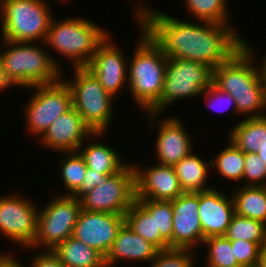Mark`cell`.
Segmentation results:
<instances>
[{
    "mask_svg": "<svg viewBox=\"0 0 266 267\" xmlns=\"http://www.w3.org/2000/svg\"><path fill=\"white\" fill-rule=\"evenodd\" d=\"M9 253L1 252L0 253V267H27L22 263V260H17L15 256H11Z\"/></svg>",
    "mask_w": 266,
    "mask_h": 267,
    "instance_id": "39",
    "label": "cell"
},
{
    "mask_svg": "<svg viewBox=\"0 0 266 267\" xmlns=\"http://www.w3.org/2000/svg\"><path fill=\"white\" fill-rule=\"evenodd\" d=\"M224 236L229 240L244 239L254 242L264 249L266 247V224L235 213Z\"/></svg>",
    "mask_w": 266,
    "mask_h": 267,
    "instance_id": "29",
    "label": "cell"
},
{
    "mask_svg": "<svg viewBox=\"0 0 266 267\" xmlns=\"http://www.w3.org/2000/svg\"><path fill=\"white\" fill-rule=\"evenodd\" d=\"M201 98H204L203 100L206 101L205 103H208L206 104L208 108H212L217 111V113H222L232 107V115H237L239 117L236 102L231 94L221 91L213 83L202 92Z\"/></svg>",
    "mask_w": 266,
    "mask_h": 267,
    "instance_id": "36",
    "label": "cell"
},
{
    "mask_svg": "<svg viewBox=\"0 0 266 267\" xmlns=\"http://www.w3.org/2000/svg\"><path fill=\"white\" fill-rule=\"evenodd\" d=\"M31 89L33 94L23 109L24 119L27 134L38 140L59 116L73 106L72 93L63 79L29 87Z\"/></svg>",
    "mask_w": 266,
    "mask_h": 267,
    "instance_id": "10",
    "label": "cell"
},
{
    "mask_svg": "<svg viewBox=\"0 0 266 267\" xmlns=\"http://www.w3.org/2000/svg\"><path fill=\"white\" fill-rule=\"evenodd\" d=\"M135 198V172L132 163L109 175L81 198V208L91 212L125 215Z\"/></svg>",
    "mask_w": 266,
    "mask_h": 267,
    "instance_id": "11",
    "label": "cell"
},
{
    "mask_svg": "<svg viewBox=\"0 0 266 267\" xmlns=\"http://www.w3.org/2000/svg\"><path fill=\"white\" fill-rule=\"evenodd\" d=\"M140 37L128 62V92L138 108L147 112L160 98L165 81L167 57L162 48L136 20Z\"/></svg>",
    "mask_w": 266,
    "mask_h": 267,
    "instance_id": "4",
    "label": "cell"
},
{
    "mask_svg": "<svg viewBox=\"0 0 266 267\" xmlns=\"http://www.w3.org/2000/svg\"><path fill=\"white\" fill-rule=\"evenodd\" d=\"M31 257L30 265L27 267H65L52 250H41Z\"/></svg>",
    "mask_w": 266,
    "mask_h": 267,
    "instance_id": "38",
    "label": "cell"
},
{
    "mask_svg": "<svg viewBox=\"0 0 266 267\" xmlns=\"http://www.w3.org/2000/svg\"><path fill=\"white\" fill-rule=\"evenodd\" d=\"M147 115L149 116L147 127L152 129L155 126L158 129H156L157 134L154 143L157 164L174 166L194 150L193 140L189 137L191 135L186 130L180 116L171 115L162 119L163 116L159 114L147 113Z\"/></svg>",
    "mask_w": 266,
    "mask_h": 267,
    "instance_id": "13",
    "label": "cell"
},
{
    "mask_svg": "<svg viewBox=\"0 0 266 267\" xmlns=\"http://www.w3.org/2000/svg\"><path fill=\"white\" fill-rule=\"evenodd\" d=\"M231 191L235 213L266 224V186H240Z\"/></svg>",
    "mask_w": 266,
    "mask_h": 267,
    "instance_id": "25",
    "label": "cell"
},
{
    "mask_svg": "<svg viewBox=\"0 0 266 267\" xmlns=\"http://www.w3.org/2000/svg\"><path fill=\"white\" fill-rule=\"evenodd\" d=\"M109 175L112 174H101L100 172L87 168L85 178L82 181L81 186L72 194V196L80 199L85 193L91 191L95 186H97L98 183L105 181Z\"/></svg>",
    "mask_w": 266,
    "mask_h": 267,
    "instance_id": "37",
    "label": "cell"
},
{
    "mask_svg": "<svg viewBox=\"0 0 266 267\" xmlns=\"http://www.w3.org/2000/svg\"><path fill=\"white\" fill-rule=\"evenodd\" d=\"M135 172V198L170 201L183 192L173 166L153 163L142 168L132 162Z\"/></svg>",
    "mask_w": 266,
    "mask_h": 267,
    "instance_id": "17",
    "label": "cell"
},
{
    "mask_svg": "<svg viewBox=\"0 0 266 267\" xmlns=\"http://www.w3.org/2000/svg\"><path fill=\"white\" fill-rule=\"evenodd\" d=\"M219 187L199 192V218L204 238L224 236L235 214L231 193ZM227 195V196H226Z\"/></svg>",
    "mask_w": 266,
    "mask_h": 267,
    "instance_id": "19",
    "label": "cell"
},
{
    "mask_svg": "<svg viewBox=\"0 0 266 267\" xmlns=\"http://www.w3.org/2000/svg\"><path fill=\"white\" fill-rule=\"evenodd\" d=\"M256 154L266 163V138L260 143V147Z\"/></svg>",
    "mask_w": 266,
    "mask_h": 267,
    "instance_id": "41",
    "label": "cell"
},
{
    "mask_svg": "<svg viewBox=\"0 0 266 267\" xmlns=\"http://www.w3.org/2000/svg\"><path fill=\"white\" fill-rule=\"evenodd\" d=\"M234 256L242 267H260L262 248L247 240H230Z\"/></svg>",
    "mask_w": 266,
    "mask_h": 267,
    "instance_id": "34",
    "label": "cell"
},
{
    "mask_svg": "<svg viewBox=\"0 0 266 267\" xmlns=\"http://www.w3.org/2000/svg\"><path fill=\"white\" fill-rule=\"evenodd\" d=\"M170 201L173 209L172 248L199 250L205 239L198 213L199 192H184Z\"/></svg>",
    "mask_w": 266,
    "mask_h": 267,
    "instance_id": "14",
    "label": "cell"
},
{
    "mask_svg": "<svg viewBox=\"0 0 266 267\" xmlns=\"http://www.w3.org/2000/svg\"><path fill=\"white\" fill-rule=\"evenodd\" d=\"M125 223L139 236L154 244L159 250L169 244L156 232L155 215H151L137 200L125 212Z\"/></svg>",
    "mask_w": 266,
    "mask_h": 267,
    "instance_id": "26",
    "label": "cell"
},
{
    "mask_svg": "<svg viewBox=\"0 0 266 267\" xmlns=\"http://www.w3.org/2000/svg\"><path fill=\"white\" fill-rule=\"evenodd\" d=\"M228 140L244 153H256L266 138V116L244 118L229 129Z\"/></svg>",
    "mask_w": 266,
    "mask_h": 267,
    "instance_id": "24",
    "label": "cell"
},
{
    "mask_svg": "<svg viewBox=\"0 0 266 267\" xmlns=\"http://www.w3.org/2000/svg\"><path fill=\"white\" fill-rule=\"evenodd\" d=\"M48 0H0L1 39L44 42L54 16ZM51 10V11H50Z\"/></svg>",
    "mask_w": 266,
    "mask_h": 267,
    "instance_id": "6",
    "label": "cell"
},
{
    "mask_svg": "<svg viewBox=\"0 0 266 267\" xmlns=\"http://www.w3.org/2000/svg\"><path fill=\"white\" fill-rule=\"evenodd\" d=\"M52 251L65 267H106L105 257L101 253L73 236Z\"/></svg>",
    "mask_w": 266,
    "mask_h": 267,
    "instance_id": "23",
    "label": "cell"
},
{
    "mask_svg": "<svg viewBox=\"0 0 266 267\" xmlns=\"http://www.w3.org/2000/svg\"><path fill=\"white\" fill-rule=\"evenodd\" d=\"M212 83L213 68L209 65L191 60L167 58L161 96L146 113L162 115V112L175 101L201 96Z\"/></svg>",
    "mask_w": 266,
    "mask_h": 267,
    "instance_id": "8",
    "label": "cell"
},
{
    "mask_svg": "<svg viewBox=\"0 0 266 267\" xmlns=\"http://www.w3.org/2000/svg\"><path fill=\"white\" fill-rule=\"evenodd\" d=\"M0 41L2 72L11 87L28 89L62 79V65L49 54L44 42L37 45L36 42Z\"/></svg>",
    "mask_w": 266,
    "mask_h": 267,
    "instance_id": "3",
    "label": "cell"
},
{
    "mask_svg": "<svg viewBox=\"0 0 266 267\" xmlns=\"http://www.w3.org/2000/svg\"><path fill=\"white\" fill-rule=\"evenodd\" d=\"M228 141L227 146L218 151L219 153L211 160V170L215 168L219 177L225 180L241 182L244 172L245 153L237 148L231 141Z\"/></svg>",
    "mask_w": 266,
    "mask_h": 267,
    "instance_id": "27",
    "label": "cell"
},
{
    "mask_svg": "<svg viewBox=\"0 0 266 267\" xmlns=\"http://www.w3.org/2000/svg\"><path fill=\"white\" fill-rule=\"evenodd\" d=\"M106 135V133H93L89 136L88 142L85 141L79 147L78 152L84 158L88 169H92L101 174H116L122 171L129 162L122 158V154L117 153L115 148L107 145V142L102 143L99 138ZM93 141H92V139ZM96 139V140H95ZM96 142H95V141ZM92 141V142H91Z\"/></svg>",
    "mask_w": 266,
    "mask_h": 267,
    "instance_id": "21",
    "label": "cell"
},
{
    "mask_svg": "<svg viewBox=\"0 0 266 267\" xmlns=\"http://www.w3.org/2000/svg\"><path fill=\"white\" fill-rule=\"evenodd\" d=\"M184 5L195 20L231 24L229 0H184Z\"/></svg>",
    "mask_w": 266,
    "mask_h": 267,
    "instance_id": "30",
    "label": "cell"
},
{
    "mask_svg": "<svg viewBox=\"0 0 266 267\" xmlns=\"http://www.w3.org/2000/svg\"><path fill=\"white\" fill-rule=\"evenodd\" d=\"M208 251L206 267H242L231 248L230 240L225 236H211L203 242Z\"/></svg>",
    "mask_w": 266,
    "mask_h": 267,
    "instance_id": "31",
    "label": "cell"
},
{
    "mask_svg": "<svg viewBox=\"0 0 266 267\" xmlns=\"http://www.w3.org/2000/svg\"><path fill=\"white\" fill-rule=\"evenodd\" d=\"M151 215H155L156 232L172 248L173 209L172 202L166 200L136 199Z\"/></svg>",
    "mask_w": 266,
    "mask_h": 267,
    "instance_id": "32",
    "label": "cell"
},
{
    "mask_svg": "<svg viewBox=\"0 0 266 267\" xmlns=\"http://www.w3.org/2000/svg\"><path fill=\"white\" fill-rule=\"evenodd\" d=\"M62 160L59 158L60 176L64 185V193L59 195H72L82 184L85 178L87 166L84 158L77 152H61Z\"/></svg>",
    "mask_w": 266,
    "mask_h": 267,
    "instance_id": "28",
    "label": "cell"
},
{
    "mask_svg": "<svg viewBox=\"0 0 266 267\" xmlns=\"http://www.w3.org/2000/svg\"><path fill=\"white\" fill-rule=\"evenodd\" d=\"M256 53L245 40L228 60L213 69V84L231 94L242 119L266 116V84L256 64L259 61H255Z\"/></svg>",
    "mask_w": 266,
    "mask_h": 267,
    "instance_id": "2",
    "label": "cell"
},
{
    "mask_svg": "<svg viewBox=\"0 0 266 267\" xmlns=\"http://www.w3.org/2000/svg\"><path fill=\"white\" fill-rule=\"evenodd\" d=\"M39 207L23 194L0 196V235L29 248L37 234ZM2 233V234H1Z\"/></svg>",
    "mask_w": 266,
    "mask_h": 267,
    "instance_id": "12",
    "label": "cell"
},
{
    "mask_svg": "<svg viewBox=\"0 0 266 267\" xmlns=\"http://www.w3.org/2000/svg\"><path fill=\"white\" fill-rule=\"evenodd\" d=\"M92 130L84 123L73 106L59 116L38 139L41 147L58 152H77L84 141L92 135Z\"/></svg>",
    "mask_w": 266,
    "mask_h": 267,
    "instance_id": "18",
    "label": "cell"
},
{
    "mask_svg": "<svg viewBox=\"0 0 266 267\" xmlns=\"http://www.w3.org/2000/svg\"><path fill=\"white\" fill-rule=\"evenodd\" d=\"M260 267H266V247L262 250Z\"/></svg>",
    "mask_w": 266,
    "mask_h": 267,
    "instance_id": "43",
    "label": "cell"
},
{
    "mask_svg": "<svg viewBox=\"0 0 266 267\" xmlns=\"http://www.w3.org/2000/svg\"><path fill=\"white\" fill-rule=\"evenodd\" d=\"M124 222L121 214L81 209L72 236L106 257Z\"/></svg>",
    "mask_w": 266,
    "mask_h": 267,
    "instance_id": "15",
    "label": "cell"
},
{
    "mask_svg": "<svg viewBox=\"0 0 266 267\" xmlns=\"http://www.w3.org/2000/svg\"><path fill=\"white\" fill-rule=\"evenodd\" d=\"M9 88H12L7 81L4 79L3 72H2V64H1V59H0V93L2 95V91L6 94V90Z\"/></svg>",
    "mask_w": 266,
    "mask_h": 267,
    "instance_id": "40",
    "label": "cell"
},
{
    "mask_svg": "<svg viewBox=\"0 0 266 267\" xmlns=\"http://www.w3.org/2000/svg\"><path fill=\"white\" fill-rule=\"evenodd\" d=\"M81 209L80 199L75 196L55 194L39 210L35 240L25 249L53 250L72 236Z\"/></svg>",
    "mask_w": 266,
    "mask_h": 267,
    "instance_id": "9",
    "label": "cell"
},
{
    "mask_svg": "<svg viewBox=\"0 0 266 267\" xmlns=\"http://www.w3.org/2000/svg\"><path fill=\"white\" fill-rule=\"evenodd\" d=\"M109 34L106 28L82 16L61 21L53 17L44 44L71 60L73 67H86Z\"/></svg>",
    "mask_w": 266,
    "mask_h": 267,
    "instance_id": "5",
    "label": "cell"
},
{
    "mask_svg": "<svg viewBox=\"0 0 266 267\" xmlns=\"http://www.w3.org/2000/svg\"><path fill=\"white\" fill-rule=\"evenodd\" d=\"M73 79H62L72 93L73 108L93 133H107L113 118L114 96L107 92L86 67H72ZM110 125V126H109Z\"/></svg>",
    "mask_w": 266,
    "mask_h": 267,
    "instance_id": "7",
    "label": "cell"
},
{
    "mask_svg": "<svg viewBox=\"0 0 266 267\" xmlns=\"http://www.w3.org/2000/svg\"><path fill=\"white\" fill-rule=\"evenodd\" d=\"M242 186H266V163L256 153H245Z\"/></svg>",
    "mask_w": 266,
    "mask_h": 267,
    "instance_id": "35",
    "label": "cell"
},
{
    "mask_svg": "<svg viewBox=\"0 0 266 267\" xmlns=\"http://www.w3.org/2000/svg\"><path fill=\"white\" fill-rule=\"evenodd\" d=\"M110 34L99 45L90 63L86 66L98 79L101 86L115 98L128 84V60L123 50L116 46ZM122 89V90H121Z\"/></svg>",
    "mask_w": 266,
    "mask_h": 267,
    "instance_id": "16",
    "label": "cell"
},
{
    "mask_svg": "<svg viewBox=\"0 0 266 267\" xmlns=\"http://www.w3.org/2000/svg\"><path fill=\"white\" fill-rule=\"evenodd\" d=\"M193 152L173 166L183 192L197 193L214 188L207 185L211 160L204 161L199 154Z\"/></svg>",
    "mask_w": 266,
    "mask_h": 267,
    "instance_id": "22",
    "label": "cell"
},
{
    "mask_svg": "<svg viewBox=\"0 0 266 267\" xmlns=\"http://www.w3.org/2000/svg\"><path fill=\"white\" fill-rule=\"evenodd\" d=\"M263 57L261 56L262 60H261L260 64H258V65L261 68L263 79H264V82L266 84V55H264Z\"/></svg>",
    "mask_w": 266,
    "mask_h": 267,
    "instance_id": "42",
    "label": "cell"
},
{
    "mask_svg": "<svg viewBox=\"0 0 266 267\" xmlns=\"http://www.w3.org/2000/svg\"><path fill=\"white\" fill-rule=\"evenodd\" d=\"M135 1L132 2L134 20L144 27L167 58L191 60L214 69L245 44L231 24L206 21L196 24Z\"/></svg>",
    "mask_w": 266,
    "mask_h": 267,
    "instance_id": "1",
    "label": "cell"
},
{
    "mask_svg": "<svg viewBox=\"0 0 266 267\" xmlns=\"http://www.w3.org/2000/svg\"><path fill=\"white\" fill-rule=\"evenodd\" d=\"M196 254V255H195ZM197 253L190 249L168 248L159 250L149 267H195ZM196 257V258H195Z\"/></svg>",
    "mask_w": 266,
    "mask_h": 267,
    "instance_id": "33",
    "label": "cell"
},
{
    "mask_svg": "<svg viewBox=\"0 0 266 267\" xmlns=\"http://www.w3.org/2000/svg\"><path fill=\"white\" fill-rule=\"evenodd\" d=\"M159 249L136 234L125 222L120 227L113 245L105 257L106 267H116L119 261L151 263Z\"/></svg>",
    "mask_w": 266,
    "mask_h": 267,
    "instance_id": "20",
    "label": "cell"
}]
</instances>
